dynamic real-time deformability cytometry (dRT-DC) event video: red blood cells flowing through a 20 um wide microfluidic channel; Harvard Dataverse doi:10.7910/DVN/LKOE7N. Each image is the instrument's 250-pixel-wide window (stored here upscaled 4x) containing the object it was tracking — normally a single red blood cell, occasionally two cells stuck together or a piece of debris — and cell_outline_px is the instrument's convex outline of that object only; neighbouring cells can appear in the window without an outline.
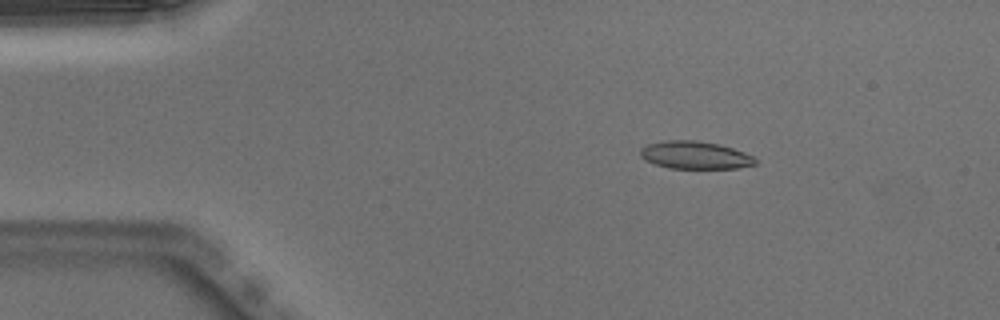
{"species": "Egyptian fruit bat (a non-hibernating species)", "species_latin": "Rousettus aegyptiacus", "temperature_condition": "warm", "stored_images_in_passage": 43, "camera_frame_rate_fps": 3000, "um_per_image_px": 0.085, "animal": {"sex": "male"}, "frame": {"image": 1, "passage_image": 1, "time_ms": 0.0, "image_size_px": [1000, 320], "cell_outline_px": [[756, 164], [736, 168], [668, 168], [644, 160], [640, 156], [640, 148], [648, 144], [668, 140], [696, 140], [720, 144], [744, 152], [752, 156], [756, 160]], "centroid_in_image_um": [59.05, 13.18], "position_along_channel_um": 25.9, "area_um2": 18.5}}
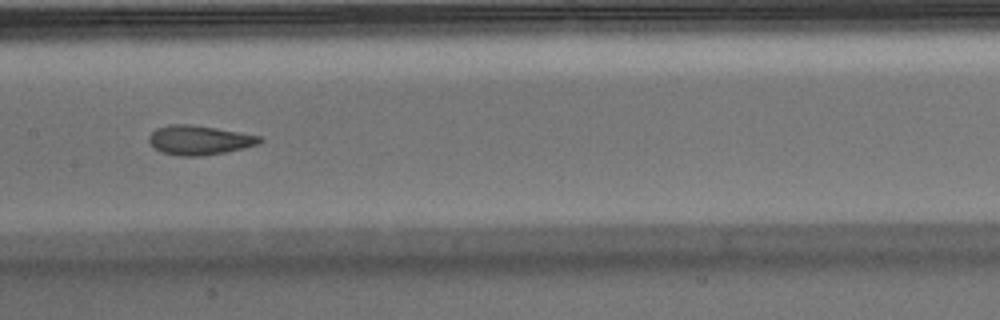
{"frame": {"image": 2, "passage_image": 18, "time_ms": 5.667, "image_size_px": [1000, 320], "cell_outline_px": [[264, 140], [260, 144], [244, 148], [224, 152], [200, 156], [180, 156], [160, 152], [148, 140], [148, 136], [156, 128], [168, 124], [192, 124], [216, 128], [260, 136]], "centroid_in_image_um": [16.93, 11.9], "position_along_channel_um": 190.5, "area_um2": 18.96}}
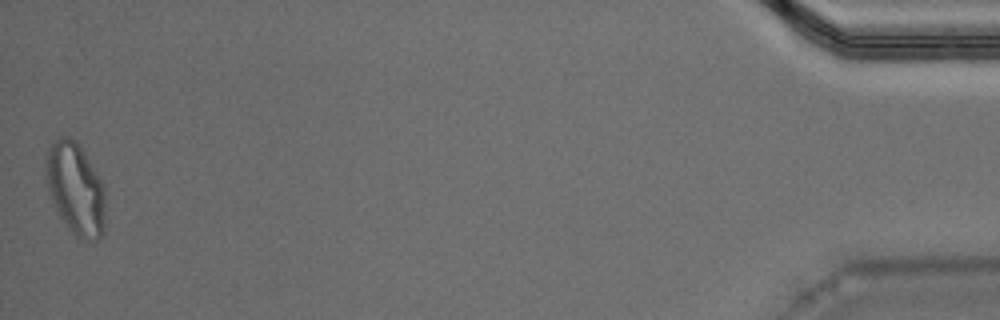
{"frame": {"image": 3, "passage_image": 43, "time_ms": 14.0, "image_size_px": [1000, 320], "cell_outline_px": [[104, 236], [96, 240], [80, 240], [68, 228], [52, 204], [48, 192], [44, 168], [44, 160], [48, 148], [60, 136], [68, 136], [76, 140], [96, 172], [104, 188]], "centroid_in_image_um": [6.38, 16.06], "position_along_channel_um": 428.8, "area_um2": 32.14}, "authors_computed_cell_mechanics": {"area_um2": 19.1318, "velocity_mm_per_s": 3.9934, "shape_relaxation_time_tau1_ms": null, "shape_relaxation_time_tau2_ms": 1.4609, "deformation_change_tau1": null, "deformation_change_tau2": 0.0723}}